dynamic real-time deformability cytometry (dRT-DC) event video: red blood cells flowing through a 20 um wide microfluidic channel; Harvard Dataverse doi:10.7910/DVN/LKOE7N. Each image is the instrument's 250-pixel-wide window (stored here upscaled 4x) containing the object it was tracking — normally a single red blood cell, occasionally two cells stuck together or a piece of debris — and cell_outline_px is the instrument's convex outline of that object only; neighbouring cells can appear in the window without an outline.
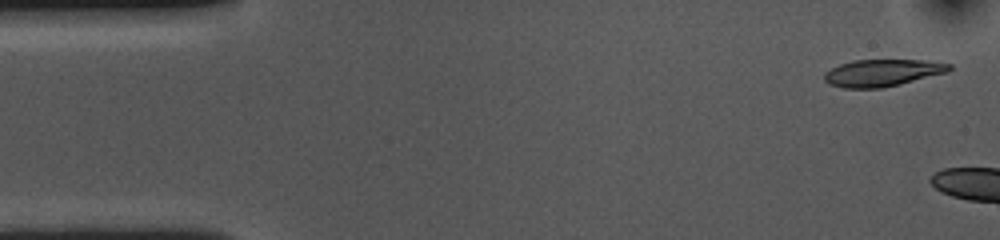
{"species": "common noctule bat (a hibernating species)", "species_latin": "Nyctalus noctula", "temperature_condition": "cold", "stored_images_in_passage": 7, "camera_frame_rate_fps": 3000, "um_per_image_px": 0.085, "animal": {"sex": "female", "body_mass_g": 10.0, "forearm_length_mm": 53.1}, "frame": {"image": 1, "passage_image": 2, "time_ms": 0.333, "image_size_px": [1000, 240], "cell_outline_px": [[952, 68], [948, 72], [900, 84], [880, 88], [844, 88], [828, 84], [824, 80], [824, 72], [840, 64], [852, 60], [924, 60], [952, 64]], "centroid_in_image_um": [74.99, 6.19], "position_along_channel_um": 10.0, "area_um2": 19.71}}